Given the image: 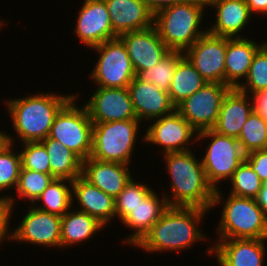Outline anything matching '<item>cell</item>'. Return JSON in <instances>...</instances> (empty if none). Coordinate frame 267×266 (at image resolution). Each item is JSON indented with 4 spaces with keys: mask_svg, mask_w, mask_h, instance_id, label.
Wrapping results in <instances>:
<instances>
[{
    "mask_svg": "<svg viewBox=\"0 0 267 266\" xmlns=\"http://www.w3.org/2000/svg\"><path fill=\"white\" fill-rule=\"evenodd\" d=\"M8 23H6L5 22V20H3L2 18H0V31H2V29L4 28V27H6V25H7ZM5 25V26H4Z\"/></svg>",
    "mask_w": 267,
    "mask_h": 266,
    "instance_id": "obj_45",
    "label": "cell"
},
{
    "mask_svg": "<svg viewBox=\"0 0 267 266\" xmlns=\"http://www.w3.org/2000/svg\"><path fill=\"white\" fill-rule=\"evenodd\" d=\"M206 11L204 0L174 4L156 12L153 25L170 50L184 52L207 32L202 26L204 16L209 14Z\"/></svg>",
    "mask_w": 267,
    "mask_h": 266,
    "instance_id": "obj_5",
    "label": "cell"
},
{
    "mask_svg": "<svg viewBox=\"0 0 267 266\" xmlns=\"http://www.w3.org/2000/svg\"><path fill=\"white\" fill-rule=\"evenodd\" d=\"M226 46L227 37L206 32L183 54L207 82L225 84Z\"/></svg>",
    "mask_w": 267,
    "mask_h": 266,
    "instance_id": "obj_13",
    "label": "cell"
},
{
    "mask_svg": "<svg viewBox=\"0 0 267 266\" xmlns=\"http://www.w3.org/2000/svg\"><path fill=\"white\" fill-rule=\"evenodd\" d=\"M255 199L260 208L267 214V180L263 182L258 196Z\"/></svg>",
    "mask_w": 267,
    "mask_h": 266,
    "instance_id": "obj_43",
    "label": "cell"
},
{
    "mask_svg": "<svg viewBox=\"0 0 267 266\" xmlns=\"http://www.w3.org/2000/svg\"><path fill=\"white\" fill-rule=\"evenodd\" d=\"M21 168L51 174L49 155L40 142H24L19 145Z\"/></svg>",
    "mask_w": 267,
    "mask_h": 266,
    "instance_id": "obj_37",
    "label": "cell"
},
{
    "mask_svg": "<svg viewBox=\"0 0 267 266\" xmlns=\"http://www.w3.org/2000/svg\"><path fill=\"white\" fill-rule=\"evenodd\" d=\"M32 206L38 210L62 217L72 208V181L55 178Z\"/></svg>",
    "mask_w": 267,
    "mask_h": 266,
    "instance_id": "obj_29",
    "label": "cell"
},
{
    "mask_svg": "<svg viewBox=\"0 0 267 266\" xmlns=\"http://www.w3.org/2000/svg\"><path fill=\"white\" fill-rule=\"evenodd\" d=\"M94 91L83 104L93 123L137 119L131 96L126 88H105L94 86Z\"/></svg>",
    "mask_w": 267,
    "mask_h": 266,
    "instance_id": "obj_15",
    "label": "cell"
},
{
    "mask_svg": "<svg viewBox=\"0 0 267 266\" xmlns=\"http://www.w3.org/2000/svg\"><path fill=\"white\" fill-rule=\"evenodd\" d=\"M207 81L200 75L190 61L184 56L175 69V74L168 91L171 103L176 107L184 99L202 88Z\"/></svg>",
    "mask_w": 267,
    "mask_h": 266,
    "instance_id": "obj_28",
    "label": "cell"
},
{
    "mask_svg": "<svg viewBox=\"0 0 267 266\" xmlns=\"http://www.w3.org/2000/svg\"><path fill=\"white\" fill-rule=\"evenodd\" d=\"M5 131L6 130H1L0 131V144L5 140Z\"/></svg>",
    "mask_w": 267,
    "mask_h": 266,
    "instance_id": "obj_44",
    "label": "cell"
},
{
    "mask_svg": "<svg viewBox=\"0 0 267 266\" xmlns=\"http://www.w3.org/2000/svg\"><path fill=\"white\" fill-rule=\"evenodd\" d=\"M231 188L229 194L237 197L256 198L263 182L251 166L244 160L233 172L228 181Z\"/></svg>",
    "mask_w": 267,
    "mask_h": 266,
    "instance_id": "obj_34",
    "label": "cell"
},
{
    "mask_svg": "<svg viewBox=\"0 0 267 266\" xmlns=\"http://www.w3.org/2000/svg\"><path fill=\"white\" fill-rule=\"evenodd\" d=\"M207 256L216 258L219 266H264L267 239H211ZM266 243V244H265ZM215 255V256H214Z\"/></svg>",
    "mask_w": 267,
    "mask_h": 266,
    "instance_id": "obj_16",
    "label": "cell"
},
{
    "mask_svg": "<svg viewBox=\"0 0 267 266\" xmlns=\"http://www.w3.org/2000/svg\"><path fill=\"white\" fill-rule=\"evenodd\" d=\"M183 57L182 51L170 50L156 65L139 71L136 77L142 82L154 84L160 90L168 92L177 63Z\"/></svg>",
    "mask_w": 267,
    "mask_h": 266,
    "instance_id": "obj_30",
    "label": "cell"
},
{
    "mask_svg": "<svg viewBox=\"0 0 267 266\" xmlns=\"http://www.w3.org/2000/svg\"><path fill=\"white\" fill-rule=\"evenodd\" d=\"M207 8L215 9L212 17L216 15L214 23L207 27L208 33L228 38L249 37L243 32L247 31L255 16L250 13L246 0H213L207 3Z\"/></svg>",
    "mask_w": 267,
    "mask_h": 266,
    "instance_id": "obj_18",
    "label": "cell"
},
{
    "mask_svg": "<svg viewBox=\"0 0 267 266\" xmlns=\"http://www.w3.org/2000/svg\"><path fill=\"white\" fill-rule=\"evenodd\" d=\"M91 49L99 57L95 66L92 64L93 69L88 80L99 87H128L136 74L122 40L119 37L106 40Z\"/></svg>",
    "mask_w": 267,
    "mask_h": 266,
    "instance_id": "obj_9",
    "label": "cell"
},
{
    "mask_svg": "<svg viewBox=\"0 0 267 266\" xmlns=\"http://www.w3.org/2000/svg\"><path fill=\"white\" fill-rule=\"evenodd\" d=\"M230 89L226 84L207 82L175 109L197 132L212 129L217 122L223 98Z\"/></svg>",
    "mask_w": 267,
    "mask_h": 266,
    "instance_id": "obj_12",
    "label": "cell"
},
{
    "mask_svg": "<svg viewBox=\"0 0 267 266\" xmlns=\"http://www.w3.org/2000/svg\"><path fill=\"white\" fill-rule=\"evenodd\" d=\"M54 179L55 178L51 174L21 168L18 184L14 191L16 195L12 194L10 196L13 210H15L18 204L16 203L18 200L30 202L29 204L32 205Z\"/></svg>",
    "mask_w": 267,
    "mask_h": 266,
    "instance_id": "obj_31",
    "label": "cell"
},
{
    "mask_svg": "<svg viewBox=\"0 0 267 266\" xmlns=\"http://www.w3.org/2000/svg\"><path fill=\"white\" fill-rule=\"evenodd\" d=\"M245 161L257 173L262 182L267 180V149L249 152L245 156Z\"/></svg>",
    "mask_w": 267,
    "mask_h": 266,
    "instance_id": "obj_39",
    "label": "cell"
},
{
    "mask_svg": "<svg viewBox=\"0 0 267 266\" xmlns=\"http://www.w3.org/2000/svg\"><path fill=\"white\" fill-rule=\"evenodd\" d=\"M237 89L250 96L267 89V39L255 53L248 75Z\"/></svg>",
    "mask_w": 267,
    "mask_h": 266,
    "instance_id": "obj_35",
    "label": "cell"
},
{
    "mask_svg": "<svg viewBox=\"0 0 267 266\" xmlns=\"http://www.w3.org/2000/svg\"><path fill=\"white\" fill-rule=\"evenodd\" d=\"M222 190H215L211 208L214 210L223 204L219 211L221 218L214 229L218 238L214 239H267V214L256 199L237 197L229 193L225 196Z\"/></svg>",
    "mask_w": 267,
    "mask_h": 266,
    "instance_id": "obj_4",
    "label": "cell"
},
{
    "mask_svg": "<svg viewBox=\"0 0 267 266\" xmlns=\"http://www.w3.org/2000/svg\"><path fill=\"white\" fill-rule=\"evenodd\" d=\"M137 119L144 124L171 113L175 106L169 93L160 90L154 84L140 81L136 76L128 85Z\"/></svg>",
    "mask_w": 267,
    "mask_h": 266,
    "instance_id": "obj_21",
    "label": "cell"
},
{
    "mask_svg": "<svg viewBox=\"0 0 267 266\" xmlns=\"http://www.w3.org/2000/svg\"><path fill=\"white\" fill-rule=\"evenodd\" d=\"M105 226L96 218L73 207L61 217V249L80 246L90 241ZM85 242V243H84ZM84 243V244H83Z\"/></svg>",
    "mask_w": 267,
    "mask_h": 266,
    "instance_id": "obj_26",
    "label": "cell"
},
{
    "mask_svg": "<svg viewBox=\"0 0 267 266\" xmlns=\"http://www.w3.org/2000/svg\"><path fill=\"white\" fill-rule=\"evenodd\" d=\"M27 206L29 209L12 230L10 242L61 250V217L38 210L30 204Z\"/></svg>",
    "mask_w": 267,
    "mask_h": 266,
    "instance_id": "obj_11",
    "label": "cell"
},
{
    "mask_svg": "<svg viewBox=\"0 0 267 266\" xmlns=\"http://www.w3.org/2000/svg\"><path fill=\"white\" fill-rule=\"evenodd\" d=\"M251 97L254 111L267 121V89L256 92Z\"/></svg>",
    "mask_w": 267,
    "mask_h": 266,
    "instance_id": "obj_40",
    "label": "cell"
},
{
    "mask_svg": "<svg viewBox=\"0 0 267 266\" xmlns=\"http://www.w3.org/2000/svg\"><path fill=\"white\" fill-rule=\"evenodd\" d=\"M203 140L209 141L202 150L204 155H200L202 166L209 184L217 190L221 188L223 181L227 183L231 179L233 172L245 160L246 154L238 139L219 134L213 129L198 132L196 142L204 143Z\"/></svg>",
    "mask_w": 267,
    "mask_h": 266,
    "instance_id": "obj_7",
    "label": "cell"
},
{
    "mask_svg": "<svg viewBox=\"0 0 267 266\" xmlns=\"http://www.w3.org/2000/svg\"><path fill=\"white\" fill-rule=\"evenodd\" d=\"M237 139L245 154L267 149V121L253 110Z\"/></svg>",
    "mask_w": 267,
    "mask_h": 266,
    "instance_id": "obj_33",
    "label": "cell"
},
{
    "mask_svg": "<svg viewBox=\"0 0 267 266\" xmlns=\"http://www.w3.org/2000/svg\"><path fill=\"white\" fill-rule=\"evenodd\" d=\"M126 47L135 74L156 65L170 49L154 25L146 29L125 32L118 36Z\"/></svg>",
    "mask_w": 267,
    "mask_h": 266,
    "instance_id": "obj_17",
    "label": "cell"
},
{
    "mask_svg": "<svg viewBox=\"0 0 267 266\" xmlns=\"http://www.w3.org/2000/svg\"><path fill=\"white\" fill-rule=\"evenodd\" d=\"M209 210L198 207H168L134 247L150 254L184 252L195 243L208 241L202 226ZM162 252V253H161Z\"/></svg>",
    "mask_w": 267,
    "mask_h": 266,
    "instance_id": "obj_1",
    "label": "cell"
},
{
    "mask_svg": "<svg viewBox=\"0 0 267 266\" xmlns=\"http://www.w3.org/2000/svg\"><path fill=\"white\" fill-rule=\"evenodd\" d=\"M155 191L156 189L152 190L120 221L124 227L129 228L130 232L132 230V233L124 236L123 241L120 242L123 243L122 245L135 247L169 207L163 193L160 195Z\"/></svg>",
    "mask_w": 267,
    "mask_h": 266,
    "instance_id": "obj_20",
    "label": "cell"
},
{
    "mask_svg": "<svg viewBox=\"0 0 267 266\" xmlns=\"http://www.w3.org/2000/svg\"><path fill=\"white\" fill-rule=\"evenodd\" d=\"M247 6L249 7V11L252 15L256 14L259 17L267 16V0H246Z\"/></svg>",
    "mask_w": 267,
    "mask_h": 266,
    "instance_id": "obj_42",
    "label": "cell"
},
{
    "mask_svg": "<svg viewBox=\"0 0 267 266\" xmlns=\"http://www.w3.org/2000/svg\"><path fill=\"white\" fill-rule=\"evenodd\" d=\"M153 189L154 187L152 188L150 183L145 184L143 181H136L135 177H132L124 190L115 198V213L118 222L130 213L131 209L136 207Z\"/></svg>",
    "mask_w": 267,
    "mask_h": 266,
    "instance_id": "obj_36",
    "label": "cell"
},
{
    "mask_svg": "<svg viewBox=\"0 0 267 266\" xmlns=\"http://www.w3.org/2000/svg\"><path fill=\"white\" fill-rule=\"evenodd\" d=\"M145 126H147L143 131L145 134L140 141L142 144L151 146L154 144V147L156 145L158 147L156 149L161 150V154L193 150V144L197 143L195 141H197L198 132L176 109L163 117L149 121Z\"/></svg>",
    "mask_w": 267,
    "mask_h": 266,
    "instance_id": "obj_10",
    "label": "cell"
},
{
    "mask_svg": "<svg viewBox=\"0 0 267 266\" xmlns=\"http://www.w3.org/2000/svg\"><path fill=\"white\" fill-rule=\"evenodd\" d=\"M72 207L96 218L105 227L116 219L115 199L91 184L82 175L72 181Z\"/></svg>",
    "mask_w": 267,
    "mask_h": 266,
    "instance_id": "obj_19",
    "label": "cell"
},
{
    "mask_svg": "<svg viewBox=\"0 0 267 266\" xmlns=\"http://www.w3.org/2000/svg\"><path fill=\"white\" fill-rule=\"evenodd\" d=\"M49 155L51 175L73 181L82 175L83 160L60 141L50 137L40 141Z\"/></svg>",
    "mask_w": 267,
    "mask_h": 266,
    "instance_id": "obj_27",
    "label": "cell"
},
{
    "mask_svg": "<svg viewBox=\"0 0 267 266\" xmlns=\"http://www.w3.org/2000/svg\"><path fill=\"white\" fill-rule=\"evenodd\" d=\"M142 124L138 119L93 123L90 157L103 162L131 165L133 154L137 153L134 151L140 139L138 137H141L140 131H143L140 130Z\"/></svg>",
    "mask_w": 267,
    "mask_h": 266,
    "instance_id": "obj_6",
    "label": "cell"
},
{
    "mask_svg": "<svg viewBox=\"0 0 267 266\" xmlns=\"http://www.w3.org/2000/svg\"><path fill=\"white\" fill-rule=\"evenodd\" d=\"M253 110L252 97L237 88H231L223 98L217 122L212 129L237 139Z\"/></svg>",
    "mask_w": 267,
    "mask_h": 266,
    "instance_id": "obj_23",
    "label": "cell"
},
{
    "mask_svg": "<svg viewBox=\"0 0 267 266\" xmlns=\"http://www.w3.org/2000/svg\"><path fill=\"white\" fill-rule=\"evenodd\" d=\"M130 168V165L89 157L83 161L82 176L115 199L134 176Z\"/></svg>",
    "mask_w": 267,
    "mask_h": 266,
    "instance_id": "obj_22",
    "label": "cell"
},
{
    "mask_svg": "<svg viewBox=\"0 0 267 266\" xmlns=\"http://www.w3.org/2000/svg\"><path fill=\"white\" fill-rule=\"evenodd\" d=\"M13 205L9 197L0 195V244H5L4 240H11L12 235V217L16 214H13ZM12 227V228H11ZM2 245H0L1 247Z\"/></svg>",
    "mask_w": 267,
    "mask_h": 266,
    "instance_id": "obj_38",
    "label": "cell"
},
{
    "mask_svg": "<svg viewBox=\"0 0 267 266\" xmlns=\"http://www.w3.org/2000/svg\"><path fill=\"white\" fill-rule=\"evenodd\" d=\"M36 92L34 94L6 98L3 103L11 118L15 135L5 132V141L13 143L42 141L49 136L55 116L75 93L60 94ZM18 137V138H17ZM17 140V142H16Z\"/></svg>",
    "mask_w": 267,
    "mask_h": 266,
    "instance_id": "obj_2",
    "label": "cell"
},
{
    "mask_svg": "<svg viewBox=\"0 0 267 266\" xmlns=\"http://www.w3.org/2000/svg\"><path fill=\"white\" fill-rule=\"evenodd\" d=\"M75 23L74 36L90 49L118 37L104 0H82Z\"/></svg>",
    "mask_w": 267,
    "mask_h": 266,
    "instance_id": "obj_14",
    "label": "cell"
},
{
    "mask_svg": "<svg viewBox=\"0 0 267 266\" xmlns=\"http://www.w3.org/2000/svg\"><path fill=\"white\" fill-rule=\"evenodd\" d=\"M79 95L75 93L57 113L48 137L60 141L84 161L92 150L93 122L85 105L78 106V99L84 101Z\"/></svg>",
    "mask_w": 267,
    "mask_h": 266,
    "instance_id": "obj_8",
    "label": "cell"
},
{
    "mask_svg": "<svg viewBox=\"0 0 267 266\" xmlns=\"http://www.w3.org/2000/svg\"><path fill=\"white\" fill-rule=\"evenodd\" d=\"M248 37H227L225 57V84L230 88H238L246 79L253 57L266 42L256 43ZM255 40V41H254Z\"/></svg>",
    "mask_w": 267,
    "mask_h": 266,
    "instance_id": "obj_24",
    "label": "cell"
},
{
    "mask_svg": "<svg viewBox=\"0 0 267 266\" xmlns=\"http://www.w3.org/2000/svg\"><path fill=\"white\" fill-rule=\"evenodd\" d=\"M18 144H13L7 141H3L0 144V195L4 191L3 196L10 198L13 190L15 191L18 180L19 172L21 169V157L19 150L14 147ZM13 188V189H12ZM9 190V194L5 192ZM12 191V193L10 192ZM11 193V194H10Z\"/></svg>",
    "mask_w": 267,
    "mask_h": 266,
    "instance_id": "obj_32",
    "label": "cell"
},
{
    "mask_svg": "<svg viewBox=\"0 0 267 266\" xmlns=\"http://www.w3.org/2000/svg\"><path fill=\"white\" fill-rule=\"evenodd\" d=\"M113 31L119 36L125 32L146 29L153 25L154 14L144 0H104Z\"/></svg>",
    "mask_w": 267,
    "mask_h": 266,
    "instance_id": "obj_25",
    "label": "cell"
},
{
    "mask_svg": "<svg viewBox=\"0 0 267 266\" xmlns=\"http://www.w3.org/2000/svg\"><path fill=\"white\" fill-rule=\"evenodd\" d=\"M161 155L165 172L170 177L169 191H162L168 206L211 211L215 190L207 180L200 156L192 150Z\"/></svg>",
    "mask_w": 267,
    "mask_h": 266,
    "instance_id": "obj_3",
    "label": "cell"
},
{
    "mask_svg": "<svg viewBox=\"0 0 267 266\" xmlns=\"http://www.w3.org/2000/svg\"><path fill=\"white\" fill-rule=\"evenodd\" d=\"M147 4L149 10L155 14L159 10L166 8L168 6L178 4V3H186L192 0H144Z\"/></svg>",
    "mask_w": 267,
    "mask_h": 266,
    "instance_id": "obj_41",
    "label": "cell"
}]
</instances>
